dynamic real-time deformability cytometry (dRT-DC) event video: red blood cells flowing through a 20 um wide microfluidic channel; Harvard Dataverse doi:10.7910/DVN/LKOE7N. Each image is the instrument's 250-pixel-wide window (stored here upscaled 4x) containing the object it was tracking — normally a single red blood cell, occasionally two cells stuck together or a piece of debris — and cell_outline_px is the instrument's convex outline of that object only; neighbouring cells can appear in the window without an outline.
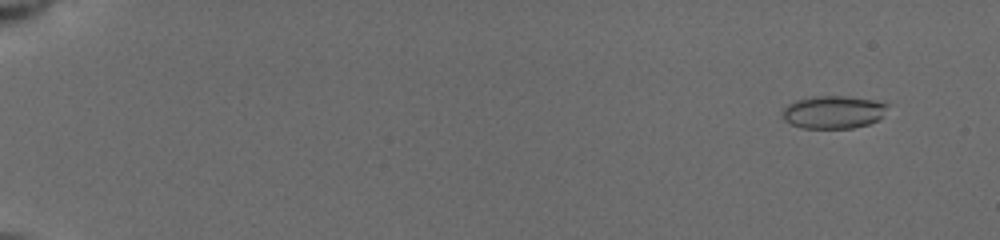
{"species": "common noctule bat (a hibernating species)", "species_latin": "Nyctalus noctula", "temperature_condition": "cold", "stored_images_in_passage": 55, "camera_frame_rate_fps": 3000, "um_per_image_px": 0.085, "animal": {"sex": "female", "body_mass_g": 19.5, "forearm_length_mm": 54.1}, "frame": {"image": 1, "passage_image": 5, "time_ms": 1.333, "image_size_px": [1000, 240], "cell_outline_px": [[888, 104], [880, 116], [876, 120], [868, 124], [852, 128], [800, 128], [784, 120], [780, 112], [788, 104], [796, 100], [812, 96], [844, 96], [872, 100]], "centroid_in_image_um": [70.75, 9.53], "position_along_channel_um": 14.3, "area_um2": 19.88}}
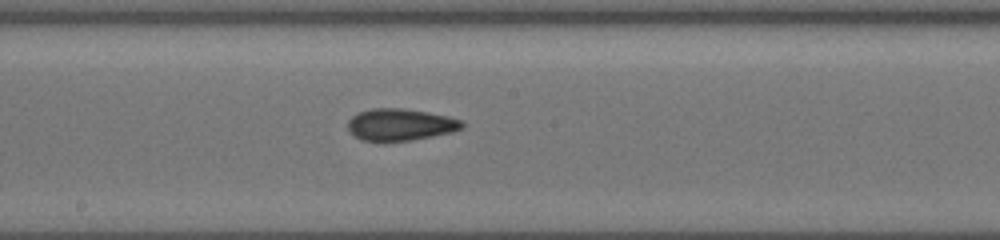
{"frame": {"image": 2, "passage_image": 33, "time_ms": 10.667, "image_size_px": [1000, 240], "cell_outline_px": [[464, 128], [452, 132], [412, 140], [360, 140], [352, 136], [348, 132], [348, 120], [352, 116], [360, 112], [372, 108], [404, 108], [428, 112], [448, 116], [464, 120]], "centroid_in_image_um": [34.04, 10.58], "position_along_channel_um": 214.2, "area_um2": 21.33}}
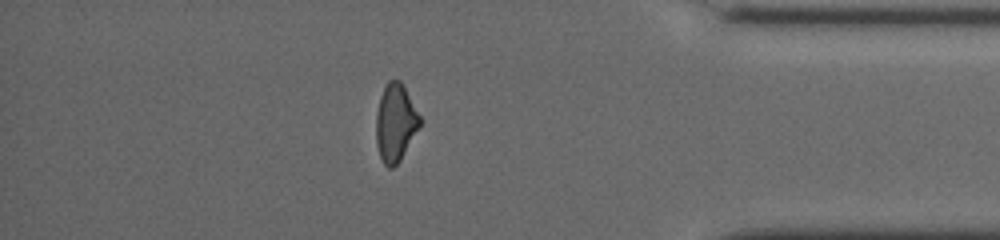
{"frame": {"image": 3, "passage_image": 49, "time_ms": 16.0, "image_size_px": [1000, 240], "cell_outline_px": [[420, 124], [400, 160], [392, 168], [388, 168], [384, 164], [380, 156], [376, 144], [376, 112], [380, 96], [388, 80], [400, 80], [420, 116]], "centroid_in_image_um": [33.58, 10.43], "position_along_channel_um": 401.6, "area_um2": 19.42}, "authors_computed_cell_mechanics": {"area_um2": 20.3456, "velocity_mm_per_s": 3.948, "shape_relaxation_time_tau1_ms": null, "shape_relaxation_time_tau2_ms": 3.4079, "deformation_change_tau1": null, "deformation_change_tau2": 0.1004}}